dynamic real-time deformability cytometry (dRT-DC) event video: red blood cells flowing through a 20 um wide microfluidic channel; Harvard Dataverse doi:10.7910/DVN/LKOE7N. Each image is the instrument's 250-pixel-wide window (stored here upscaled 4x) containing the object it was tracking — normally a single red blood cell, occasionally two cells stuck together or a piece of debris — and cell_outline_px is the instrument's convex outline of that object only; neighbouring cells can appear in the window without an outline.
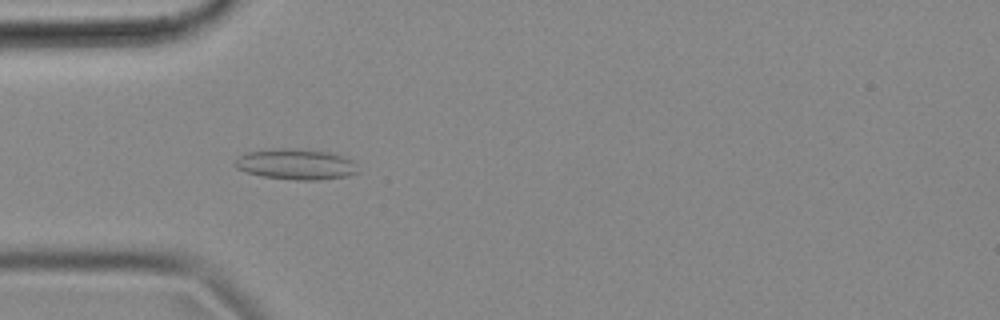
{"species": "common noctule bat (a hibernating species)", "species_latin": "Nyctalus noctula", "temperature_condition": "cold", "stored_images_in_passage": 54, "camera_frame_rate_fps": 3000, "um_per_image_px": 0.085, "animal": {"sex": "female", "body_mass_g": 18.4}, "frame": {"image": 1, "passage_image": 15, "time_ms": 4.667, "image_size_px": [1000, 320], "cell_outline_px": [[356, 172], [348, 176], [320, 180], [296, 180], [260, 176], [236, 168], [236, 160], [244, 152], [272, 148], [304, 148], [328, 152], [344, 156], [352, 160]], "centroid_in_image_um": [25.13, 13.94], "position_along_channel_um": 59.9, "area_um2": 22.08}}
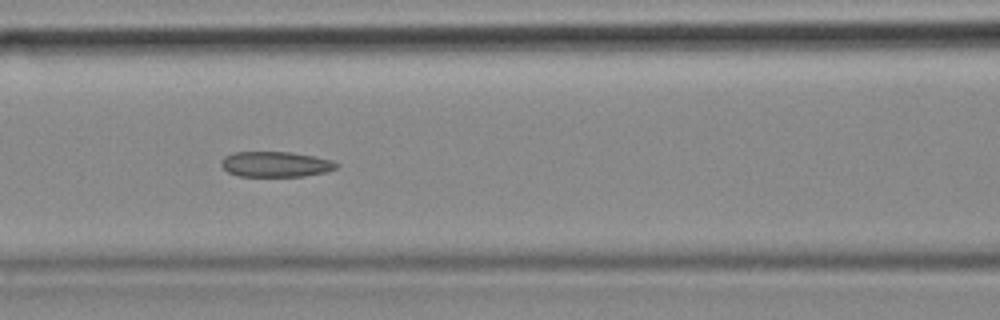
{"frame": {"image": 2, "passage_image": 22, "time_ms": 7.0, "image_size_px": [1000, 320], "cell_outline_px": [[340, 164], [336, 168], [324, 172], [304, 176], [240, 176], [228, 172], [220, 164], [220, 160], [224, 156], [232, 152], [292, 152], [332, 160]], "centroid_in_image_um": [23.4, 13.95], "position_along_channel_um": 143.2, "area_um2": 17.05}}
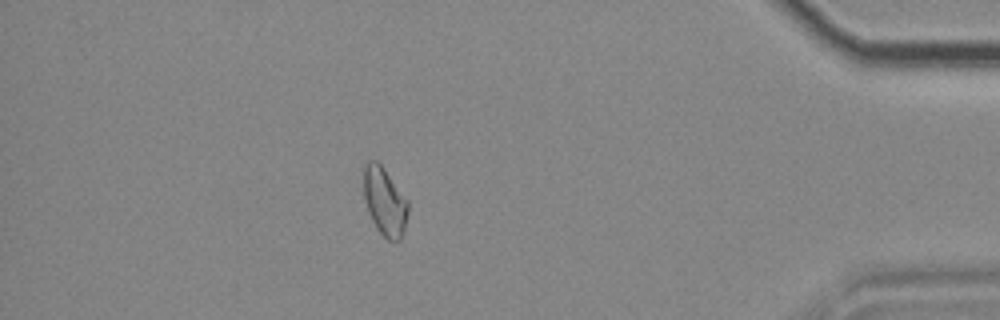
{"frame": {"image": 3, "passage_image": 47, "time_ms": 15.333, "image_size_px": [1000, 320], "cell_outline_px": [[408, 212], [404, 232], [400, 240], [396, 244], [388, 240], [376, 228], [368, 212], [364, 200], [364, 164], [368, 160], [376, 160], [384, 168], [408, 200]], "centroid_in_image_um": [32.71, 17.15], "position_along_channel_um": 402.5, "area_um2": 17.86}, "authors_computed_cell_mechanics": {"area_um2": 18.1203, "velocity_mm_per_s": 3.6533, "shape_relaxation_time_tau1_ms": null, "shape_relaxation_time_tau2_ms": 5.0964, "deformation_change_tau1": null, "deformation_change_tau2": 0.1132}}